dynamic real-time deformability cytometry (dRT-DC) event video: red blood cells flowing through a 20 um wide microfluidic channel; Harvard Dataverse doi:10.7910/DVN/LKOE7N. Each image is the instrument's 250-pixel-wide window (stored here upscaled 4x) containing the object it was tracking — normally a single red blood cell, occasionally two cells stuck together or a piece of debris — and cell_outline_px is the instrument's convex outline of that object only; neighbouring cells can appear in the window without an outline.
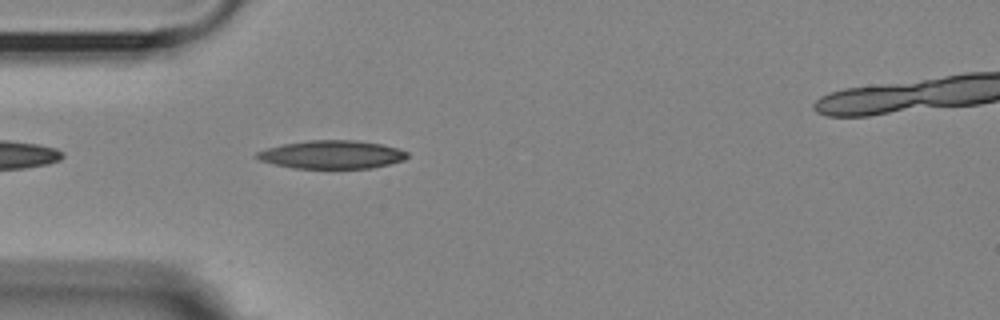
{"species": "Egyptian fruit bat (a non-hibernating species)", "species_latin": "Rousettus aegyptiacus", "temperature_condition": "room temperature", "stored_images_in_passage": 27, "camera_frame_rate_fps": 3000, "um_per_image_px": 0.085, "animal": {"sex": "female"}, "frame": {"image": 1, "passage_image": 3, "time_ms": 0.667, "image_size_px": [1000, 320], "cell_outline_px": [[408, 156], [404, 160], [372, 168], [292, 168], [260, 160], [256, 156], [256, 152], [268, 148], [284, 144], [308, 140], [352, 140], [380, 144], [400, 148], [408, 152]], "centroid_in_image_um": [28.24, 13.14], "position_along_channel_um": 56.8, "area_um2": 24.57}}
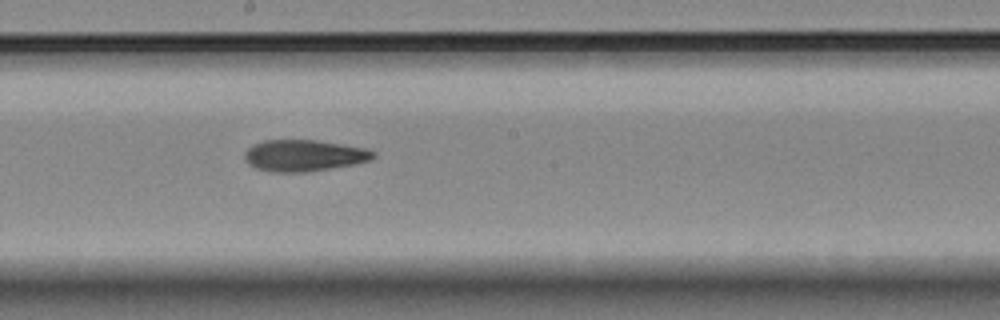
{"frame": {"image": 2, "passage_image": 17, "time_ms": 5.333, "image_size_px": [1000, 320], "cell_outline_px": [[376, 156], [372, 160], [356, 164], [332, 168], [304, 172], [272, 172], [256, 168], [248, 164], [244, 160], [244, 152], [252, 144], [264, 140], [316, 140], [368, 148], [376, 152]], "centroid_in_image_um": [25.85, 13.22], "position_along_channel_um": 222.3, "area_um2": 23.93}}
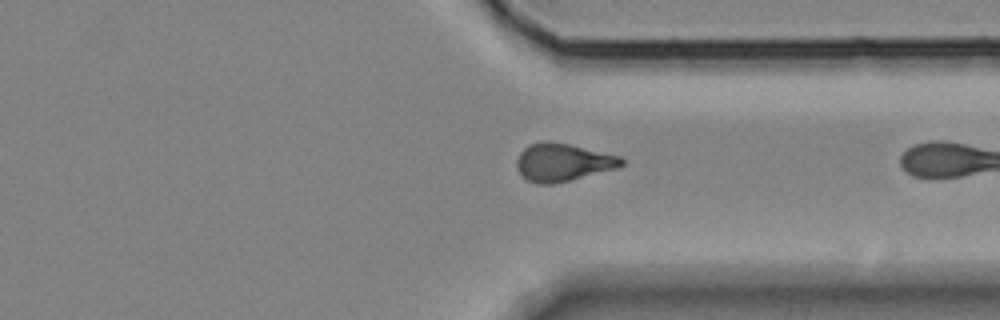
{"frame": {"image": 3, "passage_image": 26, "time_ms": 8.333, "image_size_px": [1000, 320], "cell_outline_px": [[624, 164], [616, 168], [552, 184], [536, 184], [528, 180], [520, 172], [516, 164], [516, 160], [520, 152], [528, 144], [544, 140], [548, 140], [568, 144], [620, 156], [624, 160]], "centroid_in_image_um": [47.8, 13.78], "position_along_channel_um": 363.6, "area_um2": 22.83}}